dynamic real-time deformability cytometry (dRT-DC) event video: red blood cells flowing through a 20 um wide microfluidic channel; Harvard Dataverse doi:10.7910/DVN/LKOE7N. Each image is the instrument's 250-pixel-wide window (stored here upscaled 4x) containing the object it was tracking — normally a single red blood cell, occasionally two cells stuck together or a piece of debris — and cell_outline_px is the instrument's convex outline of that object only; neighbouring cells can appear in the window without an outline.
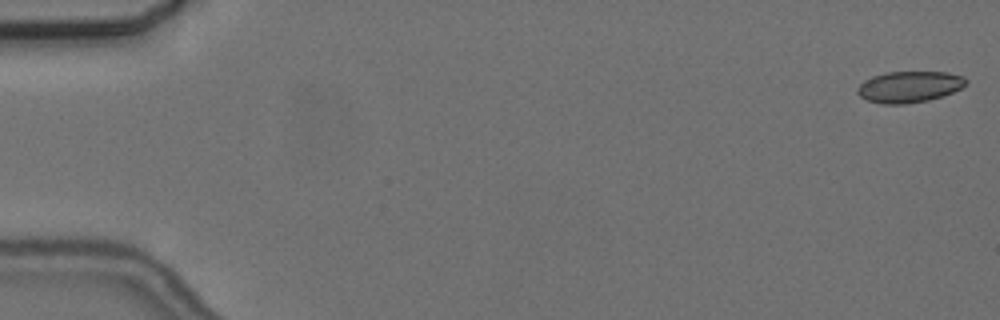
{"species": "common noctule bat (a hibernating species)", "species_latin": "Nyctalus noctula", "temperature_condition": "cold", "stored_images_in_passage": 6, "camera_frame_rate_fps": 3000, "um_per_image_px": 0.085, "animal": {"sex": "female", "body_mass_g": 24.6, "forearm_length_mm": 56.2}, "frame": {"image": 1, "passage_image": 1, "time_ms": 0.0, "image_size_px": [1000, 320], "cell_outline_px": [[968, 84], [952, 92], [928, 100], [904, 104], [880, 104], [868, 100], [860, 96], [856, 92], [856, 88], [864, 80], [872, 76], [888, 72], [948, 72], [964, 76], [968, 80]], "centroid_in_image_um": [77.28, 7.37], "position_along_channel_um": 7.7, "area_um2": 19.83}}
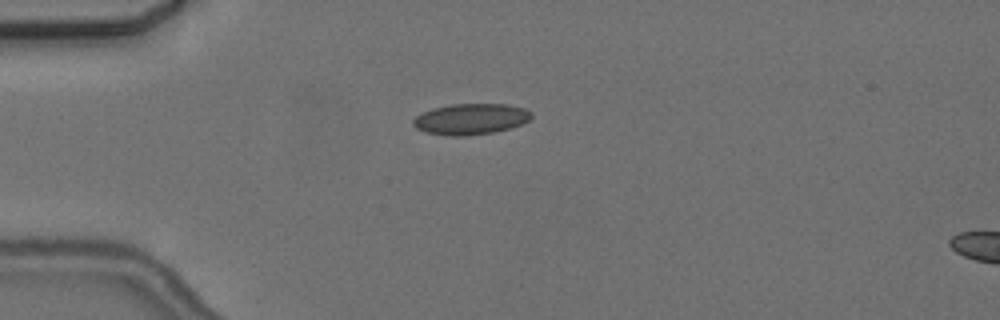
{"frame": {"image": 2, "passage_image": 5, "time_ms": 4.667, "image_size_px": [1000, 320], "cell_outline_px": [[532, 116], [528, 120], [520, 124], [508, 128], [492, 132], [464, 136], [448, 136], [424, 132], [416, 128], [412, 124], [412, 120], [416, 116], [432, 108], [452, 104], [508, 104], [524, 108], [532, 112]], "centroid_in_image_um": [39.97, 10.11], "position_along_channel_um": 45.0, "area_um2": 21.27}}